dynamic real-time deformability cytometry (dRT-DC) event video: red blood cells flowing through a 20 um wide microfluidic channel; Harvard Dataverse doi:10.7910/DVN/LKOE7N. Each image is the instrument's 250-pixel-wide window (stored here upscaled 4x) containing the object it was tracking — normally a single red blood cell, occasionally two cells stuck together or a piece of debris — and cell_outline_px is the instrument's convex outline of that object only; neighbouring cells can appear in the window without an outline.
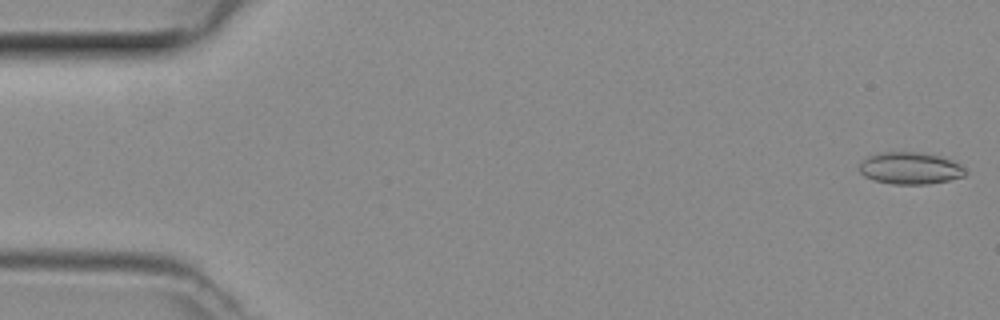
{"species": "common noctule bat (a hibernating species)", "species_latin": "Nyctalus noctula", "temperature_condition": "room temperature", "stored_images_in_passage": 11, "camera_frame_rate_fps": 3000, "um_per_image_px": 0.085, "animal": {"sex": "female", "body_mass_g": 29.2, "forearm_length_mm": 56.3}, "frame": {"image": 1, "passage_image": 1, "time_ms": 0.0, "image_size_px": [1000, 320], "cell_outline_px": [[968, 172], [964, 176], [948, 180], [924, 184], [892, 184], [876, 180], [864, 176], [860, 172], [860, 164], [868, 156], [884, 152], [924, 152], [940, 156], [960, 164]], "centroid_in_image_um": [77.39, 14.29], "position_along_channel_um": 7.6, "area_um2": 19.59}}